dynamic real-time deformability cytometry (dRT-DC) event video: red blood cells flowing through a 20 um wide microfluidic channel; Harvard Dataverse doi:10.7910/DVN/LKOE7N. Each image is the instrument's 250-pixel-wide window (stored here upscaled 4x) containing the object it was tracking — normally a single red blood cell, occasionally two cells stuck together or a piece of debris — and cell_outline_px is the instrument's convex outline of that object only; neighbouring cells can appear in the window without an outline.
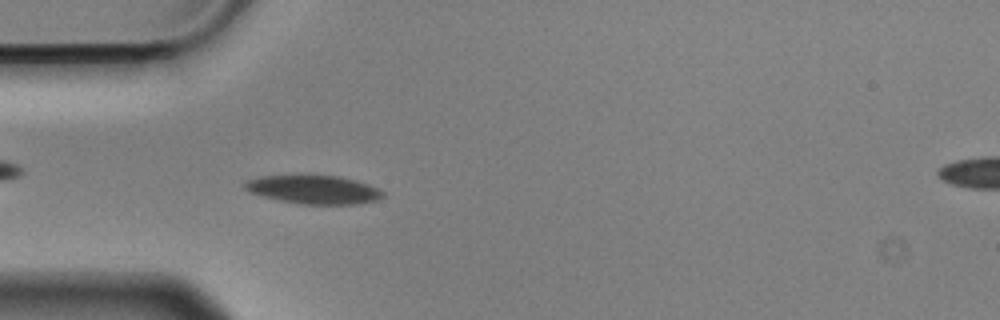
{"species": "Egyptian fruit bat (a non-hibernating species)", "species_latin": "Rousettus aegyptiacus", "temperature_condition": "cold", "stored_images_in_passage": 55, "camera_frame_rate_fps": 3000, "um_per_image_px": 0.085, "animal": {"sex": "male"}, "frame": {"image": 1, "passage_image": 15, "time_ms": 4.667, "image_size_px": [1000, 320], "cell_outline_px": [[384, 196], [376, 200], [356, 204], [300, 204], [280, 200], [248, 192], [244, 188], [244, 184], [248, 180], [260, 176], [336, 176], [368, 184], [384, 192]], "centroid_in_image_um": [26.65, 16.13], "position_along_channel_um": 58.4, "area_um2": 22.48}}
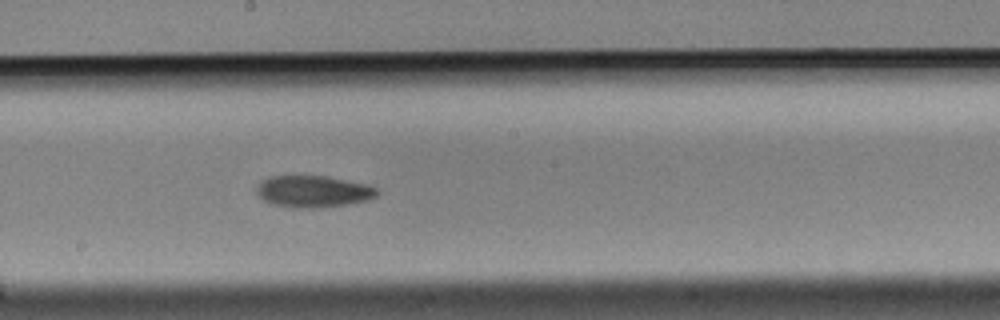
{"frame": {"image": 2, "passage_image": 29, "time_ms": 9.333, "image_size_px": [1000, 320], "cell_outline_px": [[380, 192], [376, 196], [368, 200], [348, 204], [312, 208], [296, 208], [272, 204], [264, 200], [256, 192], [260, 184], [264, 180], [272, 176], [328, 176], [368, 184], [380, 188]], "centroid_in_image_um": [26.71, 16.27], "position_along_channel_um": 221.5, "area_um2": 22.25}}
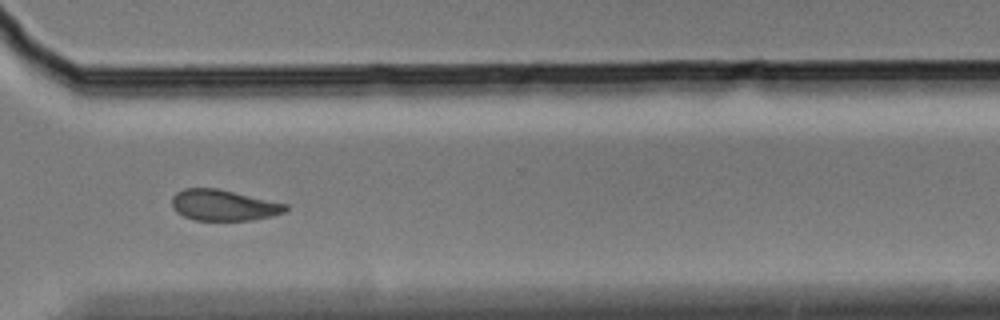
{"frame": {"image": 3, "passage_image": 40, "time_ms": 13.0, "image_size_px": [1000, 320], "cell_outline_px": [[288, 208], [284, 212], [272, 216], [252, 220], [196, 220], [184, 216], [176, 212], [172, 208], [172, 196], [176, 192], [184, 188], [216, 188], [288, 204]], "centroid_in_image_um": [18.98, 17.44], "position_along_channel_um": 351.6, "area_um2": 20.46}, "authors_computed_cell_mechanics": {"area_um2": 21.9062, "velocity_mm_per_s": 3.547, "shape_relaxation_time_tau1_ms": 4.4262, "shape_relaxation_time_tau2_ms": null, "deformation_change_tau1": 0.0959, "deformation_change_tau2": null}}